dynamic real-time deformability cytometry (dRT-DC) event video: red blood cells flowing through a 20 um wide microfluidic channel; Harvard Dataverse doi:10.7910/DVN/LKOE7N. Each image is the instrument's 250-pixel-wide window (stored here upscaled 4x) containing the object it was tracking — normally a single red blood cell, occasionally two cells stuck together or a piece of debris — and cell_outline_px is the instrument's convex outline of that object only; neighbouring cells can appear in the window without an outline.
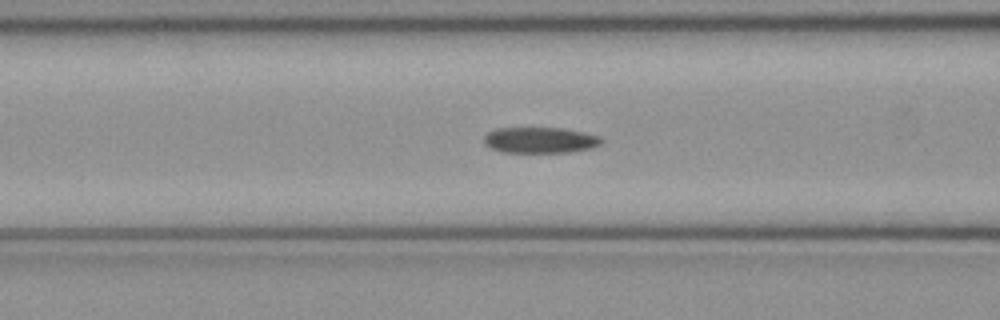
{"species": "common noctule bat (a hibernating species)", "species_latin": "Nyctalus noctula", "temperature_condition": "cold", "stored_images_in_passage": 39, "camera_frame_rate_fps": 3000, "um_per_image_px": 0.085, "animal": {"sex": "female", "body_mass_g": 21.9}, "frame": {"image": 1, "passage_image": 9, "time_ms": 2.667, "image_size_px": [1000, 320], "cell_outline_px": [[604, 140], [600, 144], [592, 148], [568, 152], [504, 152], [492, 148], [484, 144], [484, 136], [488, 132], [496, 128], [564, 128], [584, 132], [600, 136]], "centroid_in_image_um": [45.93, 11.9], "position_along_channel_um": 120.7, "area_um2": 17.74}}
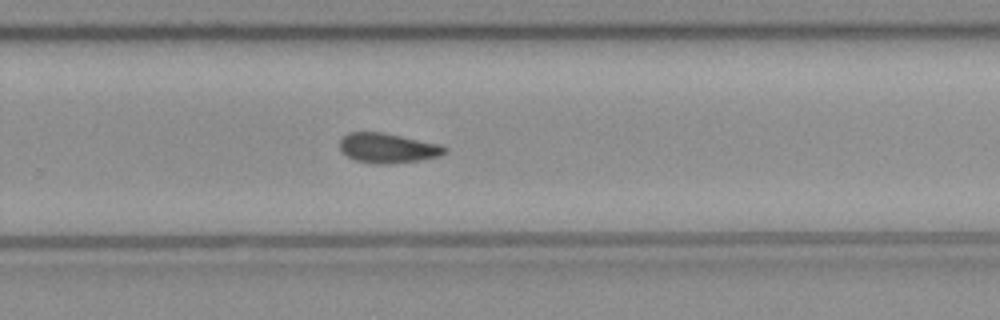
{"frame": {"image": 2, "passage_image": 22, "time_ms": 7.0, "image_size_px": [1000, 320], "cell_outline_px": [[448, 152], [440, 156], [420, 160], [388, 164], [376, 164], [356, 160], [348, 156], [340, 148], [340, 140], [348, 132], [384, 132], [440, 144], [448, 148]], "centroid_in_image_um": [33.0, 12.58], "position_along_channel_um": 296.8, "area_um2": 18.26}}
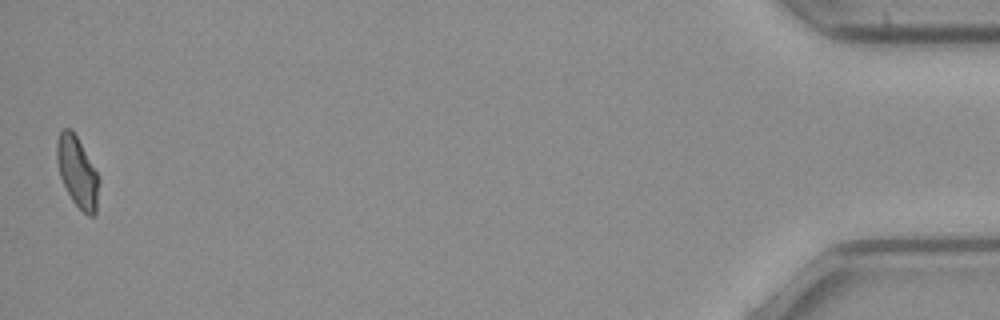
{"frame": {"image": 3, "passage_image": 39, "time_ms": 12.667, "image_size_px": [1000, 320], "cell_outline_px": [[100, 180], [96, 212], [92, 216], [88, 216], [72, 200], [60, 176], [56, 160], [56, 140], [60, 132], [64, 128], [72, 128], [96, 172]], "centroid_in_image_um": [6.56, 14.6], "position_along_channel_um": 428.6, "area_um2": 17.11}, "authors_computed_cell_mechanics": {"area_um2": 18.207, "velocity_mm_per_s": 4.0714, "shape_relaxation_time_tau1_ms": null, "shape_relaxation_time_tau2_ms": 2.9874, "deformation_change_tau1": null, "deformation_change_tau2": 0.0767}}